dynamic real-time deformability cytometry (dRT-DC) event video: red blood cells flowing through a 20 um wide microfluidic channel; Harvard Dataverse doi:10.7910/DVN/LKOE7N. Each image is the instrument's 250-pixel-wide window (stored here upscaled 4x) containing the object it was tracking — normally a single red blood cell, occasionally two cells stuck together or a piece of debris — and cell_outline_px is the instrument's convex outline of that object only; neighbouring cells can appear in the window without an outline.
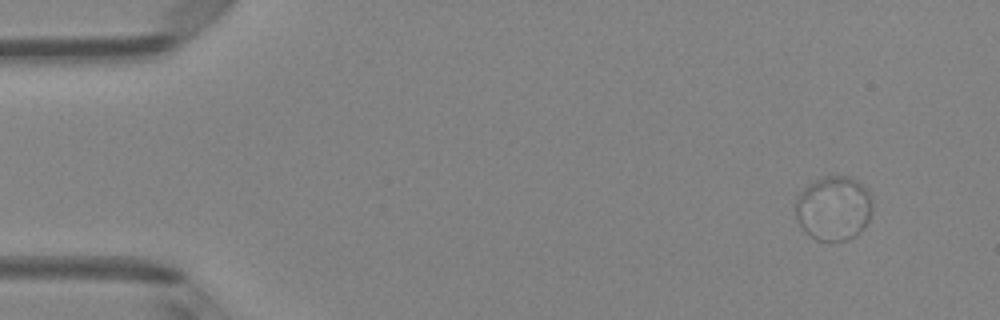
{"species": "Egyptian fruit bat (a non-hibernating species)", "species_latin": "Rousettus aegyptiacus", "temperature_condition": "room temperature", "stored_images_in_passage": 4, "camera_frame_rate_fps": 3000, "um_per_image_px": 0.085, "animal": {"sex": "female"}, "frame": {"image": 1, "passage_image": 1, "time_ms": 0.0, "image_size_px": [1000, 320], "cell_outline_px": [[872, 204], [868, 220], [864, 228], [856, 236], [848, 240], [816, 240], [804, 232], [796, 220], [796, 196], [808, 184], [820, 176], [852, 176], [868, 188], [872, 200]], "centroid_in_image_um": [70.85, 17.68], "position_along_channel_um": 14.1, "area_um2": 29.36}}
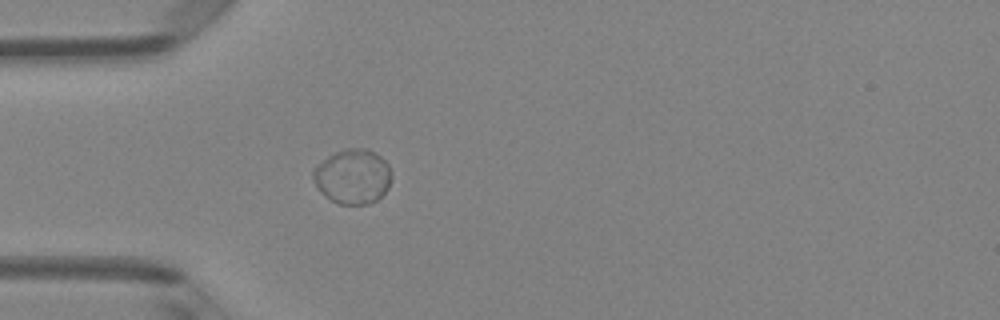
{"frame": {"image": 2, "passage_image": 4, "time_ms": 3.667, "image_size_px": [1000, 320], "cell_outline_px": [[392, 176], [388, 188], [376, 200], [368, 204], [340, 204], [324, 196], [316, 188], [312, 180], [312, 172], [328, 156], [344, 148], [364, 148], [376, 152], [388, 164]], "centroid_in_image_um": [29.98, 15.0], "position_along_channel_um": 55.0, "area_um2": 25.03}}